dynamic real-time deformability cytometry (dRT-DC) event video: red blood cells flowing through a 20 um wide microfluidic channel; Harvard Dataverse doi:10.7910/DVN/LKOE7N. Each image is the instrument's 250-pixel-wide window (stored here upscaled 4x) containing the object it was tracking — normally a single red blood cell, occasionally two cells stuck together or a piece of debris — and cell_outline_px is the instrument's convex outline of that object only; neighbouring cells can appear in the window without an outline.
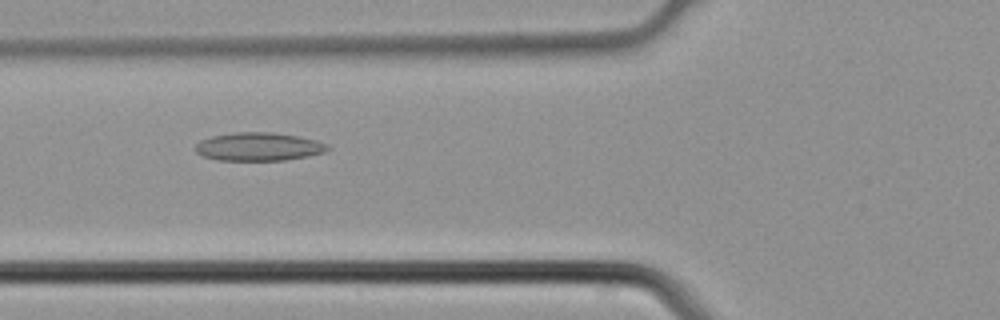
{"species": "common noctule bat (a hibernating species)", "species_latin": "Nyctalus noctula", "temperature_condition": "cold", "stored_images_in_passage": 4, "camera_frame_rate_fps": 3000, "um_per_image_px": 0.085, "animal": {"sex": "male", "body_mass_g": 21.5, "forearm_length_mm": 52.0}, "frame": {"image": 1, "passage_image": 4, "time_ms": 1.0, "image_size_px": [1000, 320], "cell_outline_px": [[332, 148], [324, 152], [308, 156], [284, 160], [216, 160], [200, 156], [196, 152], [196, 144], [200, 140], [212, 136], [232, 132], [272, 132], [300, 136], [316, 140], [328, 144]], "centroid_in_image_um": [21.99, 12.46], "position_along_channel_um": 103.8, "area_um2": 22.02}}